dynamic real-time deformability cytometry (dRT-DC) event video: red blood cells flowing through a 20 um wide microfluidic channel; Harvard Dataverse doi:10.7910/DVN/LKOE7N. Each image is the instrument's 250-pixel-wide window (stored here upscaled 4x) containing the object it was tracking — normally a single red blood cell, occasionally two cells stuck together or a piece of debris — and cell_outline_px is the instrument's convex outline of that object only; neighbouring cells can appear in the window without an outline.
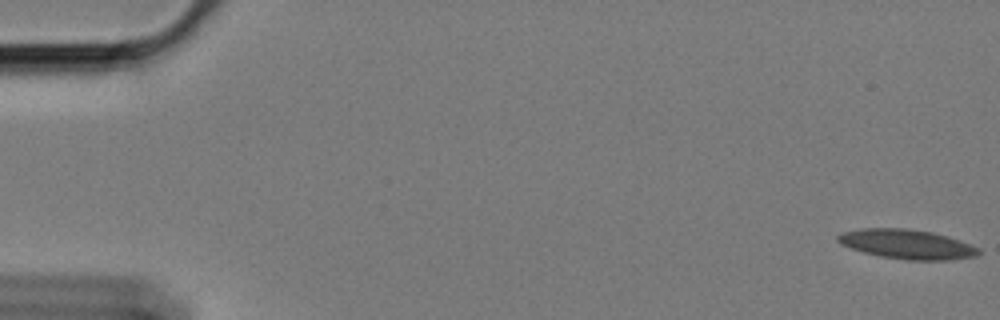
{"species": "Egyptian fruit bat (a non-hibernating species)", "species_latin": "Rousettus aegyptiacus", "temperature_condition": "cold", "stored_images_in_passage": 15, "camera_frame_rate_fps": 3000, "um_per_image_px": 0.085, "animal": {"sex": "female"}, "frame": {"image": 1, "passage_image": 1, "time_ms": 0.0, "image_size_px": [1000, 320], "cell_outline_px": [[980, 252], [976, 256], [948, 260], [908, 260], [880, 256], [864, 252], [840, 244], [836, 240], [836, 236], [840, 232], [864, 228], [904, 228], [932, 232], [948, 236], [980, 248]], "centroid_in_image_um": [77.07, 20.75], "position_along_channel_um": 7.9, "area_um2": 24.16}}
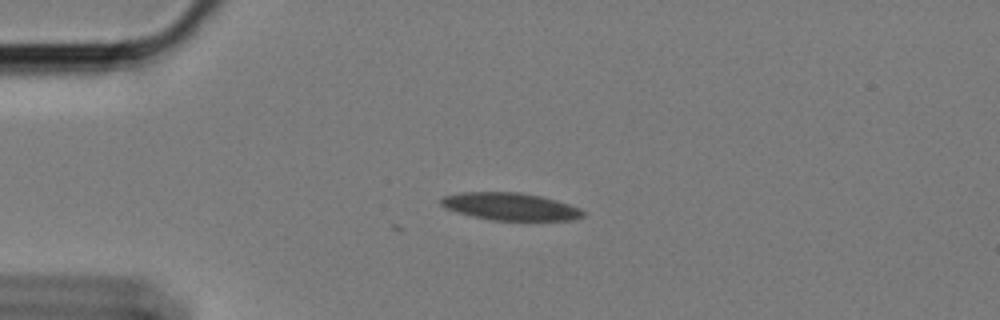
{"frame": {"image": 2, "passage_image": 15, "time_ms": 4.667, "image_size_px": [1000, 320], "cell_outline_px": [[584, 216], [572, 220], [492, 220], [444, 208], [440, 204], [440, 200], [444, 196], [460, 192], [520, 192], [540, 196], [556, 200], [580, 208], [584, 212]], "centroid_in_image_um": [43.38, 17.54], "position_along_channel_um": 41.6, "area_um2": 22.48}}